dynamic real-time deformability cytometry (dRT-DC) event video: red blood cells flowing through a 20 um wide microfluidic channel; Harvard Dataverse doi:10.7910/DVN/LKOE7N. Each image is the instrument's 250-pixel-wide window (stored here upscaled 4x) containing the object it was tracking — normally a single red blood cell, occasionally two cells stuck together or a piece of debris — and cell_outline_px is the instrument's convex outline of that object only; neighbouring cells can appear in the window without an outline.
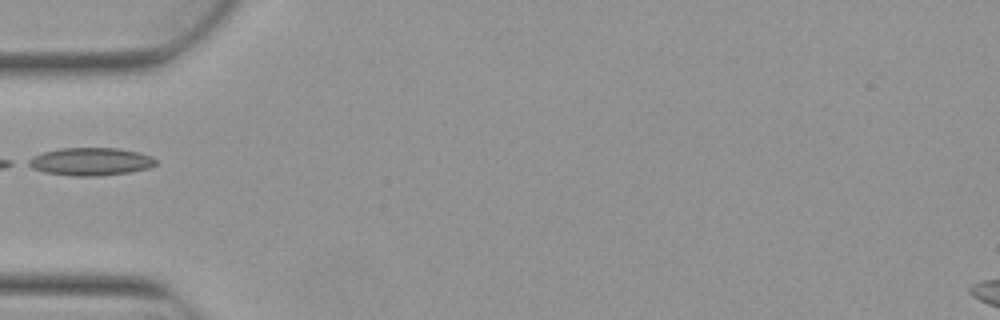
{"species": "Egyptian fruit bat (a non-hibernating species)", "species_latin": "Rousettus aegyptiacus", "temperature_condition": "warm", "stored_images_in_passage": 3, "camera_frame_rate_fps": 3000, "um_per_image_px": 0.085, "animal": {"sex": "female"}, "frame": {"image": 1, "passage_image": 3, "time_ms": 0.667, "image_size_px": [1000, 320], "cell_outline_px": [[156, 164], [148, 168], [128, 172], [100, 176], [72, 176], [44, 172], [32, 168], [24, 164], [24, 160], [32, 156], [44, 152], [60, 148], [120, 148], [140, 152], [152, 156], [156, 160]], "centroid_in_image_um": [7.65, 13.73], "position_along_channel_um": 77.3, "area_um2": 20.92}}